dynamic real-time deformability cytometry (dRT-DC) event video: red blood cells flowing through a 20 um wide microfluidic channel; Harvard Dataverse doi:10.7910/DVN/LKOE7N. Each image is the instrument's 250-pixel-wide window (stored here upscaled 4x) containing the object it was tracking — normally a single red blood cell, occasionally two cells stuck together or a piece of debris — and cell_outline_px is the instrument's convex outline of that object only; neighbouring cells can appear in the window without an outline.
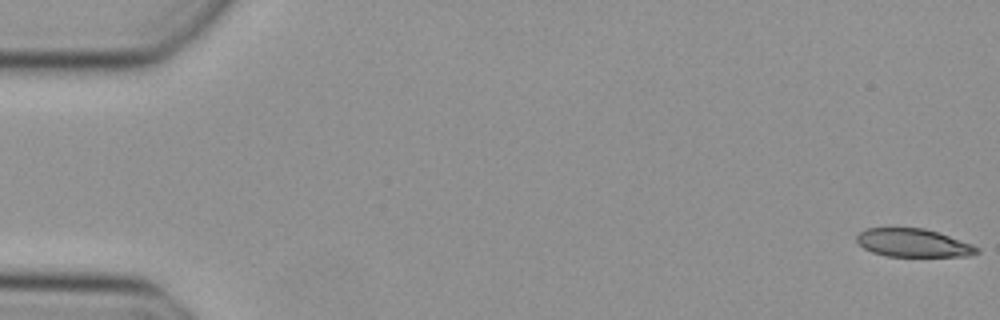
{"species": "Egyptian fruit bat (a non-hibernating species)", "species_latin": "Rousettus aegyptiacus", "temperature_condition": "cold", "stored_images_in_passage": 49, "camera_frame_rate_fps": 3000, "um_per_image_px": 0.085, "animal": {"sex": "female"}, "frame": {"image": 1, "passage_image": 1, "time_ms": 0.0, "image_size_px": [1000, 320], "cell_outline_px": [[980, 252], [968, 256], [888, 256], [872, 252], [864, 248], [856, 240], [856, 236], [860, 232], [868, 228], [924, 228], [948, 236], [980, 248]], "centroid_in_image_um": [77.6, 20.65], "position_along_channel_um": 7.4, "area_um2": 19.42}}
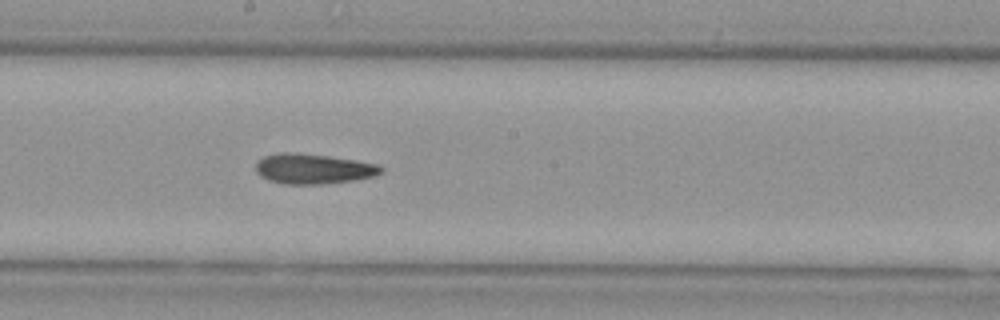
{"frame": {"image": 2, "passage_image": 27, "time_ms": 8.667, "image_size_px": [1000, 320], "cell_outline_px": [[384, 168], [376, 176], [352, 180], [320, 184], [284, 184], [268, 180], [260, 176], [256, 172], [256, 160], [264, 156], [280, 152], [292, 152], [328, 156], [380, 164]], "centroid_in_image_um": [26.6, 14.34], "position_along_channel_um": 221.6, "area_um2": 22.02}}
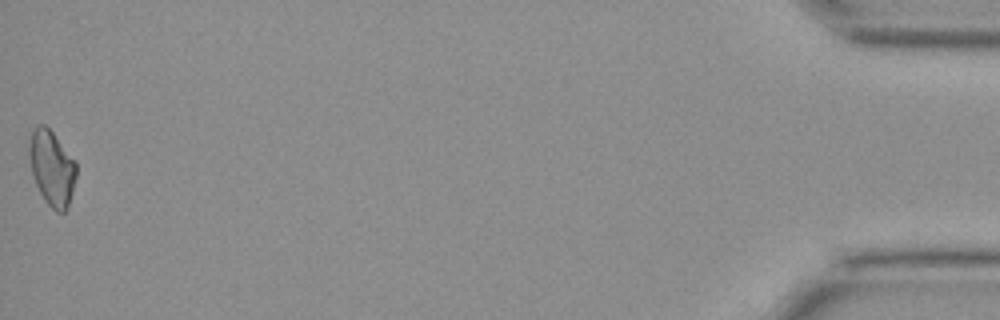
{"frame": {"image": 3, "passage_image": 49, "time_ms": 16.0, "image_size_px": [1000, 320], "cell_outline_px": [[76, 176], [68, 208], [64, 212], [56, 212], [48, 204], [40, 192], [36, 184], [32, 172], [28, 152], [28, 148], [32, 128], [36, 124], [44, 124], [52, 132], [76, 160]], "centroid_in_image_um": [4.41, 14.25], "position_along_channel_um": 430.8, "area_um2": 20.63}}